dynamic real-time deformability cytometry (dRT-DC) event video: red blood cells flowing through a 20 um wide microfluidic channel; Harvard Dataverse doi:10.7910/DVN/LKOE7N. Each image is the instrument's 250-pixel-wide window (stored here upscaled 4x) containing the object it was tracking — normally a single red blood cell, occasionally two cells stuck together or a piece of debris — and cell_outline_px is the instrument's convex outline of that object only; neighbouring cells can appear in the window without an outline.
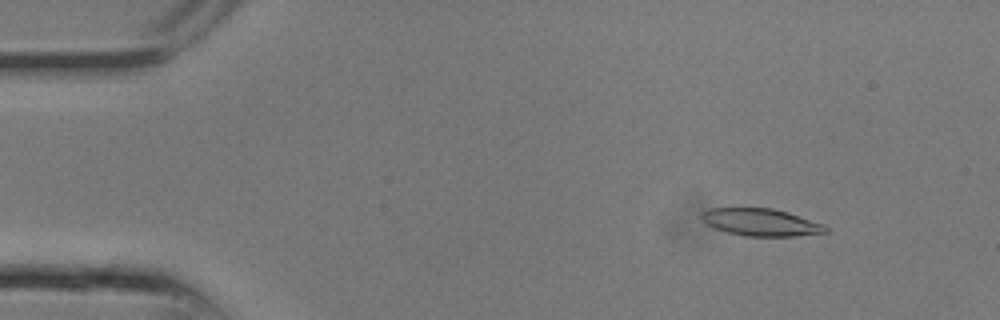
{"species": "common noctule bat (a hibernating species)", "species_latin": "Nyctalus noctula", "temperature_condition": "room temperature", "stored_images_in_passage": 10, "camera_frame_rate_fps": 3000, "um_per_image_px": 0.085, "animal": {"sex": "male", "body_mass_g": 13.3}, "frame": {"image": 1, "passage_image": 3, "time_ms": 0.667, "image_size_px": [1000, 320], "cell_outline_px": [[828, 232], [796, 236], [744, 236], [728, 232], [716, 228], [708, 224], [700, 216], [708, 208], [772, 208], [788, 212], [824, 224], [828, 228]], "centroid_in_image_um": [64.72, 18.89], "position_along_channel_um": 20.3, "area_um2": 19.59}}
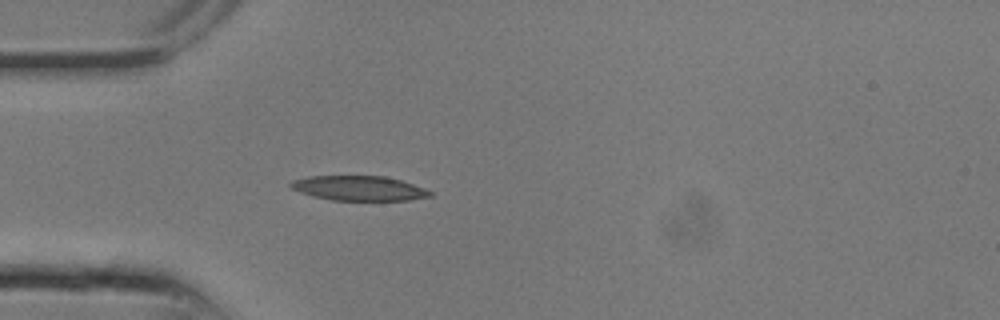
{"frame": {"image": 2, "passage_image": 7, "time_ms": 2.0, "image_size_px": [1000, 320], "cell_outline_px": [[432, 196], [408, 200], [332, 200], [312, 196], [300, 192], [292, 188], [288, 184], [292, 180], [308, 176], [384, 176], [400, 180], [424, 188], [432, 192]], "centroid_in_image_um": [30.48, 16.0], "position_along_channel_um": 54.5, "area_um2": 20.0}}
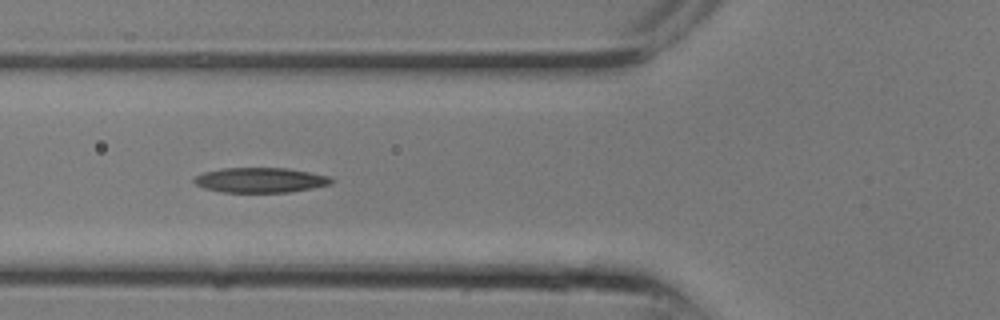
{"frame": {"image": 3, "passage_image": 9, "time_ms": 2.667, "image_size_px": [1000, 320], "cell_outline_px": [[336, 180], [332, 184], [312, 188], [288, 192], [220, 192], [204, 188], [196, 184], [192, 180], [196, 176], [204, 172], [224, 168], [288, 168], [332, 176]], "centroid_in_image_um": [22.19, 15.3], "position_along_channel_um": 103.6, "area_um2": 20.11}}